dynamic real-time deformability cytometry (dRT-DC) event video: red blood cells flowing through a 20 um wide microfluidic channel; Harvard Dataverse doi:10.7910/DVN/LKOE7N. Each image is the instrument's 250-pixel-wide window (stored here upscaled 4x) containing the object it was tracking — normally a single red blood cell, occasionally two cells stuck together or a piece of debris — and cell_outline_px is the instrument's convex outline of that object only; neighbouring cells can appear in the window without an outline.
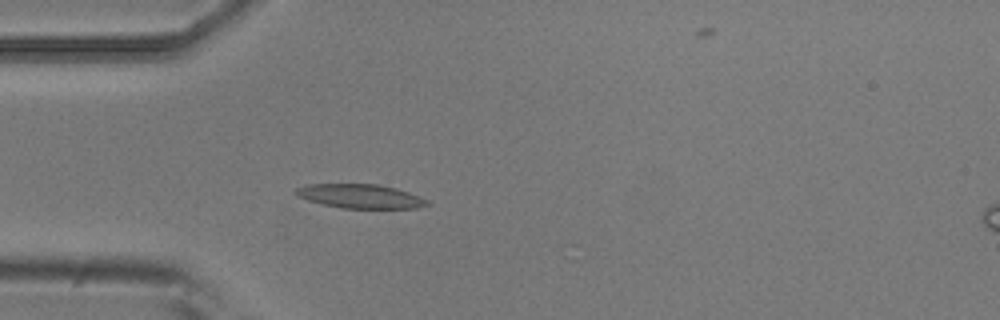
{"species": "common noctule bat (a hibernating species)", "species_latin": "Nyctalus noctula", "temperature_condition": "room temperature", "stored_images_in_passage": 5, "camera_frame_rate_fps": 3000, "um_per_image_px": 0.085, "animal": {"sex": "male", "body_mass_g": 20.5, "forearm_length_mm": 52.5}, "frame": {"image": 1, "passage_image": 4, "time_ms": 1.0, "image_size_px": [1000, 320], "cell_outline_px": [[432, 204], [416, 208], [340, 208], [308, 200], [296, 196], [292, 192], [296, 188], [308, 184], [380, 184], [396, 188], [420, 196], [428, 200]], "centroid_in_image_um": [30.63, 16.67], "position_along_channel_um": 54.4, "area_um2": 18.55}}